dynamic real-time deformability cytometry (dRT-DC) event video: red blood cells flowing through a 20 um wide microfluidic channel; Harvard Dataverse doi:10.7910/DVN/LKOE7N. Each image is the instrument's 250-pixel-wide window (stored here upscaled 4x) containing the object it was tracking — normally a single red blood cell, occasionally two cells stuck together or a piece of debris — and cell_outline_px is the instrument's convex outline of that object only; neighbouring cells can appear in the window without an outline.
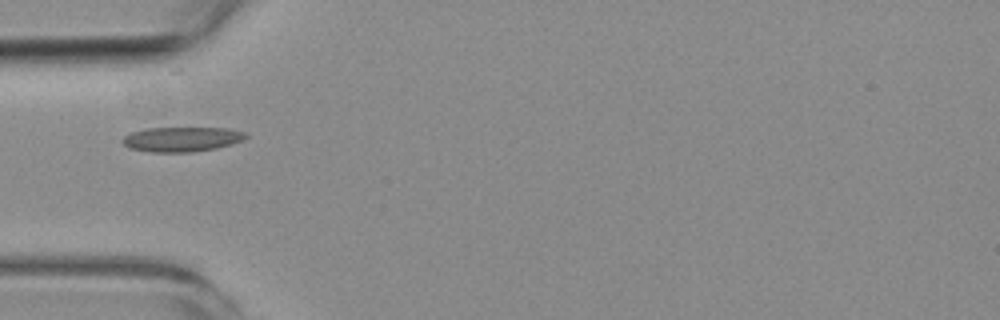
{"species": "common noctule bat (a hibernating species)", "species_latin": "Nyctalus noctula", "temperature_condition": "room temperature", "stored_images_in_passage": 3, "camera_frame_rate_fps": 3000, "um_per_image_px": 0.085, "animal": {"sex": "female", "body_mass_g": 19.3, "forearm_length_mm": 54.1}, "frame": {"image": 1, "passage_image": 1, "time_ms": 0.0, "image_size_px": [1000, 320], "cell_outline_px": [[248, 136], [232, 144], [216, 148], [192, 152], [148, 152], [128, 148], [120, 140], [124, 136], [132, 132], [148, 128], [228, 128], [244, 132]], "centroid_in_image_um": [15.41, 11.84], "position_along_channel_um": 69.6, "area_um2": 17.74}}
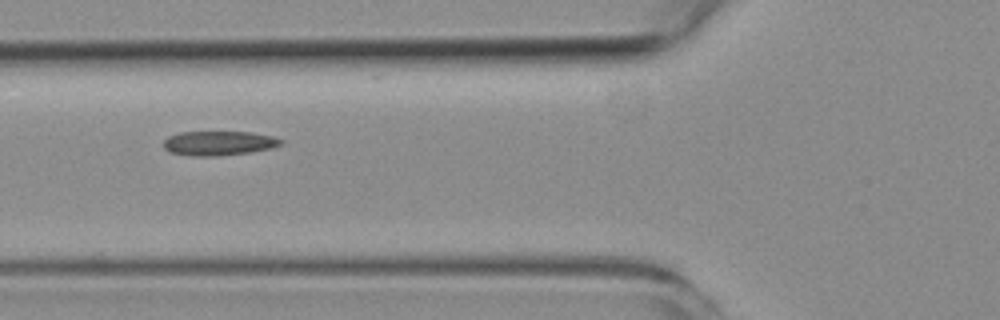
{"frame": {"image": 2, "passage_image": 2, "time_ms": 1.0, "image_size_px": [1000, 320], "cell_outline_px": [[284, 144], [272, 148], [252, 152], [220, 156], [192, 156], [168, 152], [164, 148], [164, 140], [168, 136], [180, 132], [252, 132], [272, 136], [284, 140]], "centroid_in_image_um": [18.62, 12.18], "position_along_channel_um": 107.2, "area_um2": 16.94}}
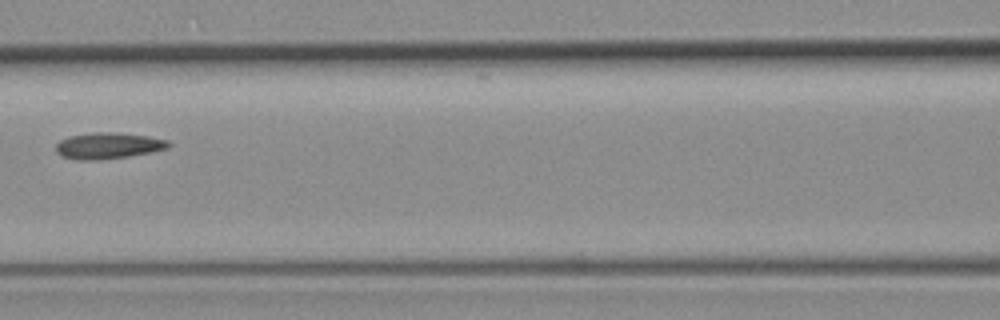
{"frame": {"image": 3, "passage_image": 3, "time_ms": 2.333, "image_size_px": [1000, 320], "cell_outline_px": [[172, 144], [168, 148], [152, 152], [128, 156], [100, 160], [76, 160], [60, 156], [56, 152], [56, 144], [60, 140], [68, 136], [92, 132], [116, 132], [148, 136], [168, 140]], "centroid_in_image_um": [9.18, 12.38], "position_along_channel_um": 157.4, "area_um2": 17.46}}